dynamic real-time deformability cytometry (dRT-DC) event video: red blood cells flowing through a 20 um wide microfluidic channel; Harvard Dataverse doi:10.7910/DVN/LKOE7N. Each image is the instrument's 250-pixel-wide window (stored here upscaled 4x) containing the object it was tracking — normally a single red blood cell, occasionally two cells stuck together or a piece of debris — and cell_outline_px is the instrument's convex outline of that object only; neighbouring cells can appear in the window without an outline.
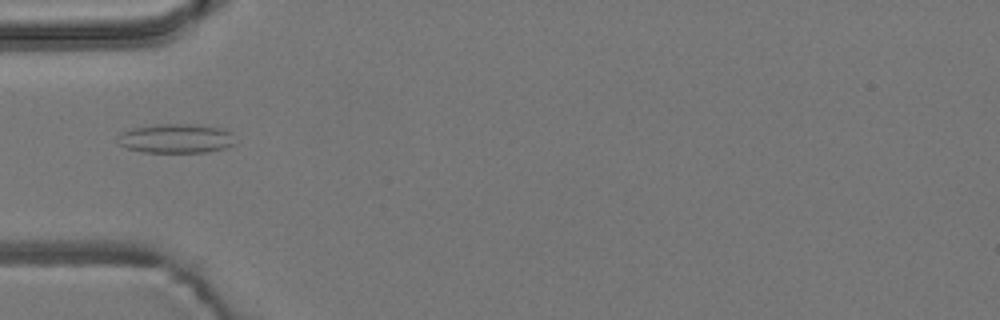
{"species": "common noctule bat (a hibernating species)", "species_latin": "Nyctalus noctula", "temperature_condition": "room temperature", "stored_images_in_passage": 6, "camera_frame_rate_fps": 3000, "um_per_image_px": 0.085, "animal": {"sex": "male", "body_mass_g": 19.2, "forearm_length_mm": 51.8}, "frame": {"image": 1, "passage_image": 5, "time_ms": 4.667, "image_size_px": [1000, 320], "cell_outline_px": [[232, 144], [224, 148], [208, 152], [144, 152], [124, 148], [116, 140], [116, 136], [120, 132], [132, 128], [152, 124], [196, 124], [224, 128], [228, 132]], "centroid_in_image_um": [14.84, 11.76], "position_along_channel_um": 70.2, "area_um2": 20.06}}